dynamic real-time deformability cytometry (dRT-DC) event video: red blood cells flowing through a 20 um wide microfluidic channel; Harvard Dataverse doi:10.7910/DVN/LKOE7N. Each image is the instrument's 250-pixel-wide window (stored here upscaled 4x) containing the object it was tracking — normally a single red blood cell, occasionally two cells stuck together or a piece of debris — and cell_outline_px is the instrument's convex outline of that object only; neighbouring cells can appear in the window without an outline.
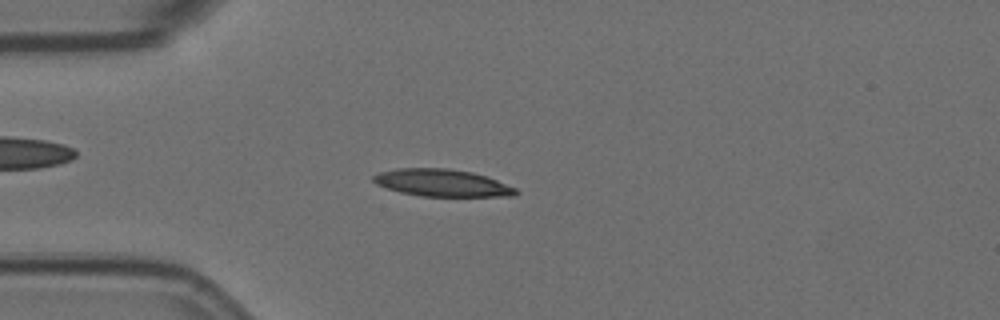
{"species": "Egyptian fruit bat (a non-hibernating species)", "species_latin": "Rousettus aegyptiacus", "temperature_condition": "room temperature", "stored_images_in_passage": 57, "camera_frame_rate_fps": 3000, "um_per_image_px": 0.085, "animal": {"sex": "female"}, "frame": {"image": 1, "passage_image": 14, "time_ms": 4.333, "image_size_px": [1000, 320], "cell_outline_px": [[520, 192], [516, 196], [420, 196], [400, 192], [376, 184], [372, 180], [372, 176], [380, 172], [396, 168], [448, 168], [472, 172], [496, 180], [516, 188]], "centroid_in_image_um": [37.57, 15.54], "position_along_channel_um": 47.4, "area_um2": 22.54}}
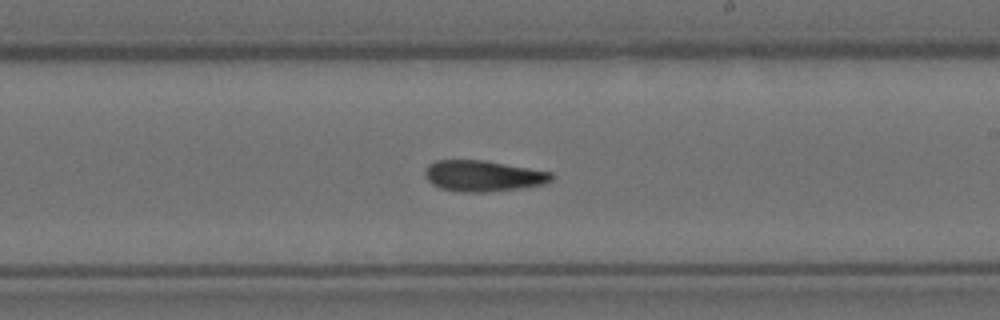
{"frame": {"image": 2, "passage_image": 32, "time_ms": 10.333, "image_size_px": [1000, 320], "cell_outline_px": [[556, 176], [552, 180], [544, 184], [520, 188], [484, 192], [460, 192], [440, 188], [432, 184], [424, 176], [424, 172], [428, 164], [436, 160], [484, 160], [552, 172]], "centroid_in_image_um": [41.06, 14.95], "position_along_channel_um": 247.9, "area_um2": 22.95}}
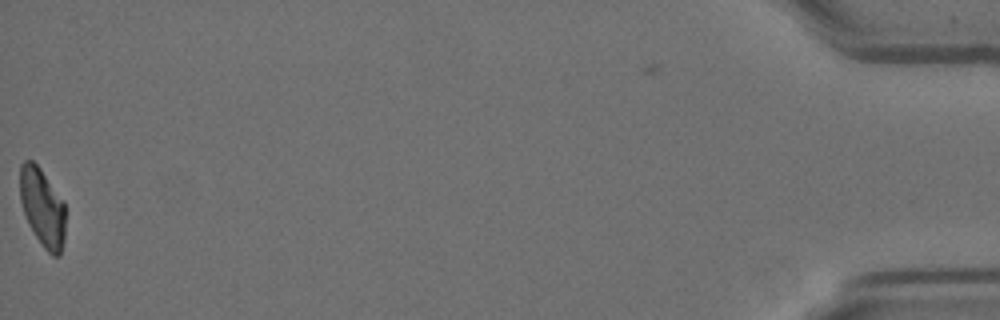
{"frame": {"image": 3, "passage_image": 56, "time_ms": 18.333, "image_size_px": [1000, 320], "cell_outline_px": [[64, 240], [60, 256], [52, 256], [44, 248], [28, 224], [20, 200], [20, 164], [24, 160], [32, 160], [40, 168], [64, 200]], "centroid_in_image_um": [3.6, 17.62], "position_along_channel_um": 431.6, "area_um2": 20.75}, "authors_computed_cell_mechanics": {"area_um2": 22.3108, "velocity_mm_per_s": 3.573, "shape_relaxation_time_tau1_ms": null, "shape_relaxation_time_tau2_ms": 10.5079, "deformation_change_tau1": null, "deformation_change_tau2": 0.1946}}